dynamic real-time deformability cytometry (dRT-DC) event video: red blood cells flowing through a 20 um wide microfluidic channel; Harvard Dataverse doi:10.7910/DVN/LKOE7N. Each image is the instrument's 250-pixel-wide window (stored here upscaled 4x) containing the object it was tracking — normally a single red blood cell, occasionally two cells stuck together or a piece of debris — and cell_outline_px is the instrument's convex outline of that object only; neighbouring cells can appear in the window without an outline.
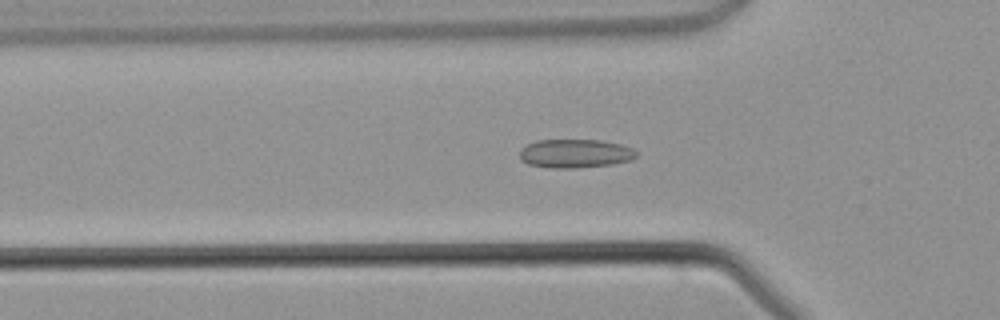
{"species": "common noctule bat (a hibernating species)", "species_latin": "Nyctalus noctula", "temperature_condition": "warm", "stored_images_in_passage": 39, "camera_frame_rate_fps": 3000, "um_per_image_px": 0.085, "animal": {"sex": "male", "body_mass_g": 21.5, "forearm_length_mm": 52.0}, "frame": {"image": 1, "passage_image": 12, "time_ms": 3.667, "image_size_px": [1000, 320], "cell_outline_px": [[636, 156], [632, 160], [612, 164], [576, 168], [548, 168], [528, 164], [520, 160], [520, 152], [528, 144], [536, 140], [600, 140], [620, 144], [632, 148], [636, 152]], "centroid_in_image_um": [48.88, 13.05], "position_along_channel_um": 76.9, "area_um2": 19.48}}
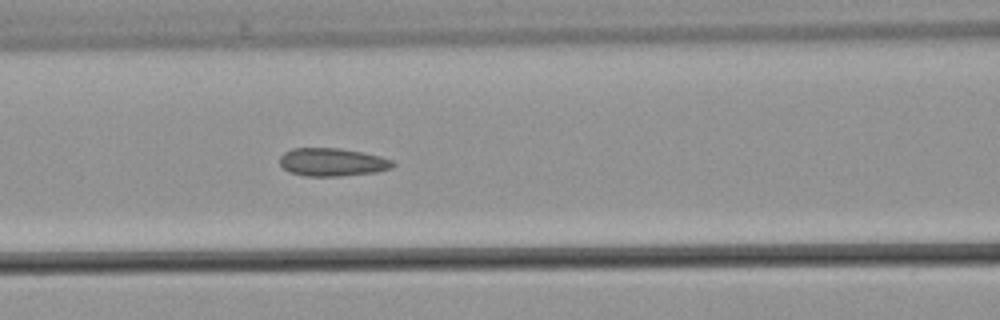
{"frame": {"image": 2, "passage_image": 16, "time_ms": 5.0, "image_size_px": [1000, 320], "cell_outline_px": [[396, 164], [392, 168], [376, 172], [340, 176], [304, 176], [288, 172], [280, 164], [280, 156], [284, 152], [292, 148], [340, 148], [364, 152], [380, 156], [392, 160]], "centroid_in_image_um": [28.25, 13.78], "position_along_channel_um": 138.4, "area_um2": 18.67}}
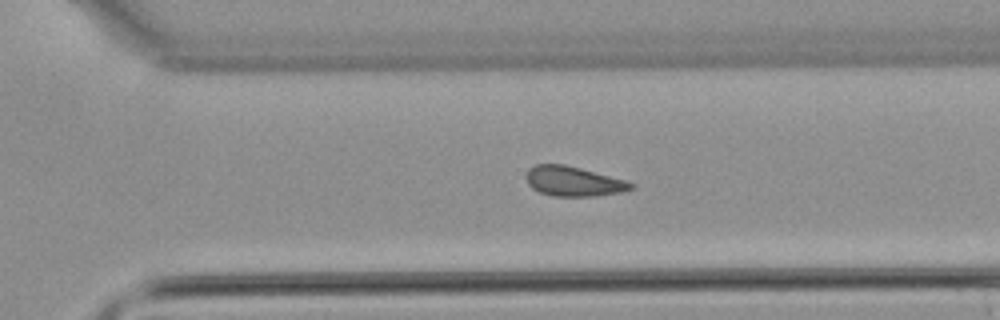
{"frame": {"image": 3, "passage_image": 28, "time_ms": 9.0, "image_size_px": [1000, 320], "cell_outline_px": [[636, 184], [632, 188], [620, 192], [596, 196], [552, 196], [540, 192], [532, 188], [528, 184], [528, 168], [536, 164], [564, 164], [580, 168], [624, 180]], "centroid_in_image_um": [48.73, 15.41], "position_along_channel_um": 321.9, "area_um2": 17.92}}